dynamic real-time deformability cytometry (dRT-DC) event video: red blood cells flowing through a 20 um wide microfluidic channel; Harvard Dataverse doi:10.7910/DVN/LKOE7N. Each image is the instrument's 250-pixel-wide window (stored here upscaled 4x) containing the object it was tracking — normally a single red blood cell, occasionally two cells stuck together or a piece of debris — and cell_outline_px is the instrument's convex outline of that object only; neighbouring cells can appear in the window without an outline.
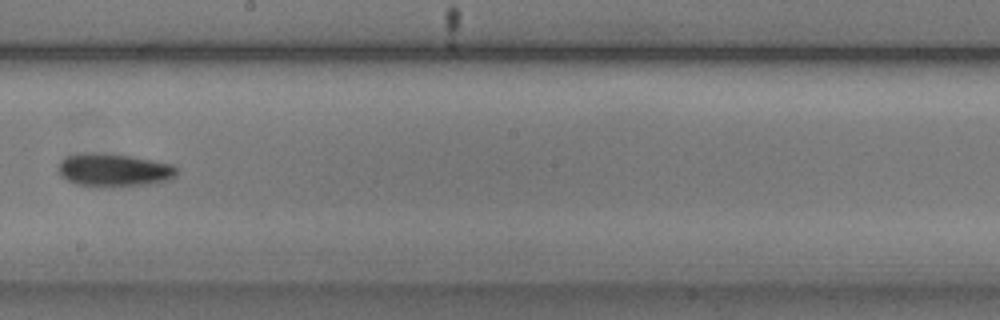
{"species": "common noctule bat (a hibernating species)", "species_latin": "Nyctalus noctula", "temperature_condition": "cold", "stored_images_in_passage": 10, "camera_frame_rate_fps": 3000, "um_per_image_px": 0.085, "animal": {"sex": "male", "body_mass_g": 20.5, "forearm_length_mm": 52.5}, "frame": {"image": 1, "passage_image": 9, "time_ms": 10.0, "image_size_px": [1000, 320], "cell_outline_px": [[176, 172], [172, 176], [164, 180], [148, 184], [120, 188], [96, 188], [76, 184], [60, 176], [56, 172], [56, 168], [60, 160], [64, 156], [84, 152], [96, 152], [132, 156], [172, 164], [176, 168]], "centroid_in_image_um": [9.55, 14.47], "position_along_channel_um": 238.7, "area_um2": 23.47}}
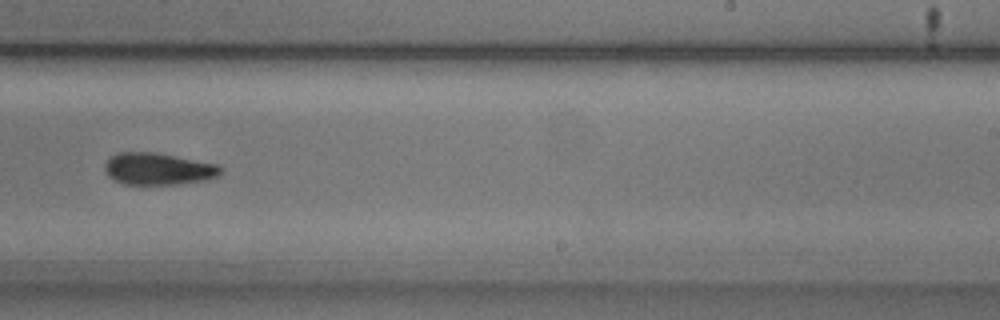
{"frame": {"image": 2, "passage_image": 10, "time_ms": 11.0, "image_size_px": [1000, 320], "cell_outline_px": [[220, 172], [216, 176], [204, 180], [176, 184], [124, 184], [108, 176], [104, 168], [104, 164], [112, 156], [120, 152], [156, 152], [216, 164], [220, 168]], "centroid_in_image_um": [13.4, 14.35], "position_along_channel_um": 275.6, "area_um2": 21.21}}